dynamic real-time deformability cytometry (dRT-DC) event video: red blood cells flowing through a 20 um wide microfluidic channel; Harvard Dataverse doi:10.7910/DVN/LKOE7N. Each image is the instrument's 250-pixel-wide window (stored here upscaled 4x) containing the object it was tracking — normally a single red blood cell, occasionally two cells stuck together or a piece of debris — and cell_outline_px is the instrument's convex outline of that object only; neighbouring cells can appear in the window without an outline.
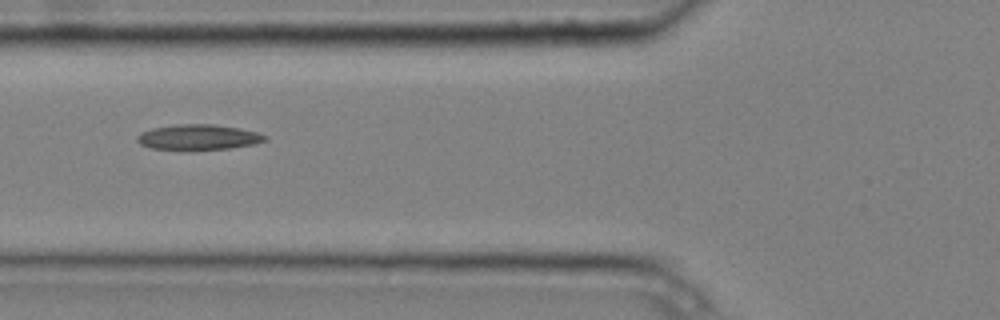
{"species": "common noctule bat (a hibernating species)", "species_latin": "Nyctalus noctula", "temperature_condition": "cold", "stored_images_in_passage": 9, "camera_frame_rate_fps": 3000, "um_per_image_px": 0.085, "animal": {"sex": "male", "body_mass_g": 20.4}, "frame": {"image": 1, "passage_image": 6, "time_ms": 1.667, "image_size_px": [1000, 320], "cell_outline_px": [[268, 140], [256, 144], [232, 148], [192, 152], [180, 152], [152, 148], [140, 144], [136, 140], [136, 136], [140, 132], [152, 128], [176, 124], [212, 124], [240, 128], [256, 132], [268, 136]], "centroid_in_image_um": [16.84, 11.7], "position_along_channel_um": 109.0, "area_um2": 19.88}}
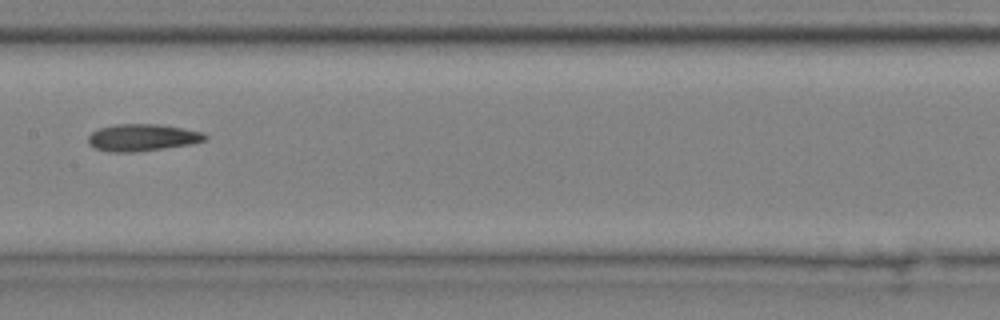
{"frame": {"image": 2, "passage_image": 8, "time_ms": 2.333, "image_size_px": [1000, 320], "cell_outline_px": [[208, 140], [192, 144], [136, 152], [112, 152], [96, 148], [88, 144], [88, 136], [92, 132], [100, 128], [116, 124], [160, 124], [204, 132], [208, 136]], "centroid_in_image_um": [12.14, 11.69], "position_along_channel_um": 195.3, "area_um2": 18.5}}
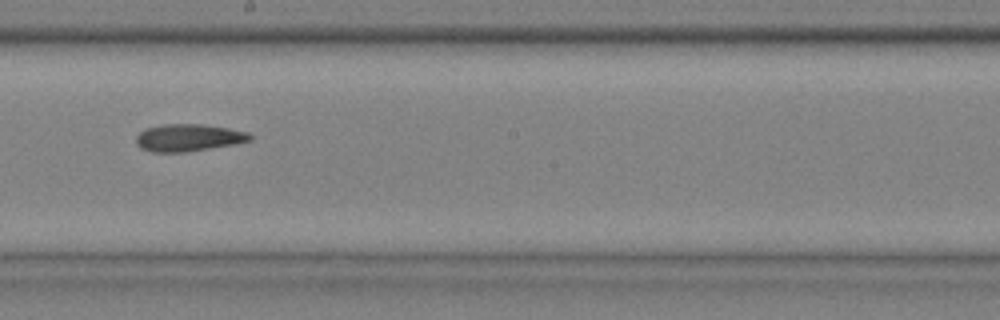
{"frame": {"image": 3, "passage_image": 9, "time_ms": 2.667, "image_size_px": [1000, 320], "cell_outline_px": [[252, 140], [236, 144], [184, 152], [152, 152], [140, 148], [136, 144], [136, 136], [144, 128], [164, 124], [204, 124], [228, 128], [248, 132], [252, 136]], "centroid_in_image_um": [16.01, 11.7], "position_along_channel_um": 232.2, "area_um2": 18.21}}